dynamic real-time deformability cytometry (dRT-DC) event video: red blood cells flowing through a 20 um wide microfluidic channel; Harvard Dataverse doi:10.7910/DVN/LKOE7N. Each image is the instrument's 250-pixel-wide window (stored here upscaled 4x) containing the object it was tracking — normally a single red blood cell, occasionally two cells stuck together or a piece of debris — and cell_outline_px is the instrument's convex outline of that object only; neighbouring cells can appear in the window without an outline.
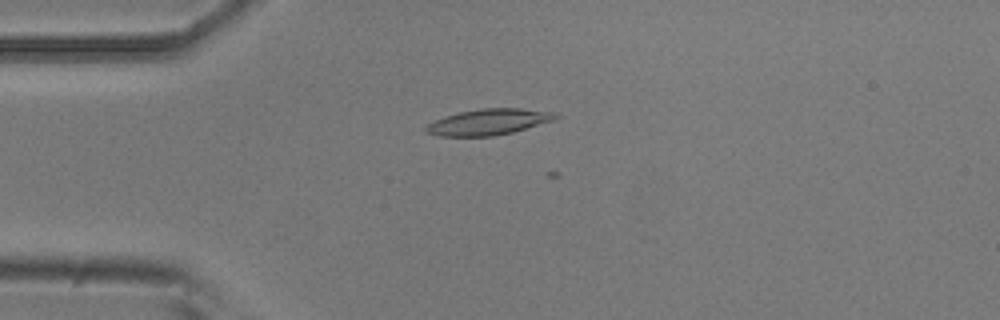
{"species": "common noctule bat (a hibernating species)", "species_latin": "Nyctalus noctula", "temperature_condition": "room temperature", "stored_images_in_passage": 3, "camera_frame_rate_fps": 3000, "um_per_image_px": 0.085, "animal": {"sex": "male", "body_mass_g": 20.5, "forearm_length_mm": 52.5}, "frame": {"image": 1, "passage_image": 2, "time_ms": 0.333, "image_size_px": [1000, 320], "cell_outline_px": [[560, 116], [556, 120], [512, 132], [492, 136], [440, 136], [424, 132], [424, 128], [428, 124], [436, 120], [460, 112], [480, 108], [520, 108], [556, 112]], "centroid_in_image_um": [41.58, 10.36], "position_along_channel_um": 43.4, "area_um2": 19.59}}